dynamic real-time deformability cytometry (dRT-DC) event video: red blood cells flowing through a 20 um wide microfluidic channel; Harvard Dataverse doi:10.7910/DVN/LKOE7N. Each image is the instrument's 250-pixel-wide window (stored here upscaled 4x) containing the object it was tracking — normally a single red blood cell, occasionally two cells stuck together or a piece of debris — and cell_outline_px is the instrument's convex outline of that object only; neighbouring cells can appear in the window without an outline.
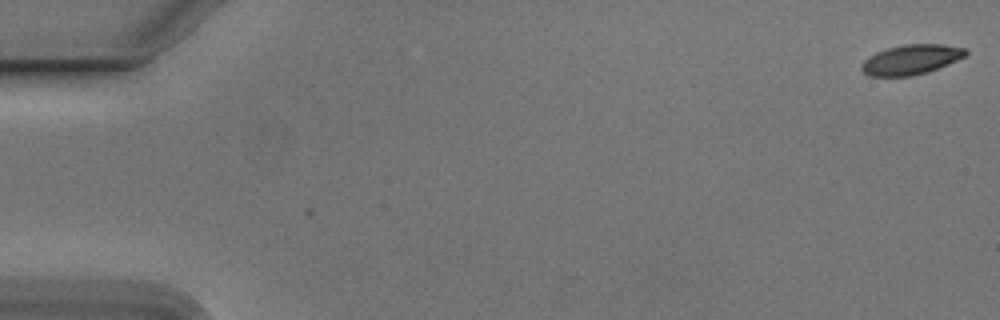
{"species": "Egyptian fruit bat (a non-hibernating species)", "species_latin": "Rousettus aegyptiacus", "temperature_condition": "cold", "stored_images_in_passage": 2, "camera_frame_rate_fps": 3000, "um_per_image_px": 0.085, "animal": {"sex": "male"}, "frame": {"image": 1, "passage_image": 2, "time_ms": 0.333, "image_size_px": [1000, 320], "cell_outline_px": [[968, 52], [964, 56], [948, 64], [928, 72], [912, 76], [868, 76], [860, 68], [860, 64], [868, 56], [876, 52], [888, 48], [904, 44], [944, 44], [964, 48]], "centroid_in_image_um": [77.41, 5.06], "position_along_channel_um": 7.6, "area_um2": 18.15}}